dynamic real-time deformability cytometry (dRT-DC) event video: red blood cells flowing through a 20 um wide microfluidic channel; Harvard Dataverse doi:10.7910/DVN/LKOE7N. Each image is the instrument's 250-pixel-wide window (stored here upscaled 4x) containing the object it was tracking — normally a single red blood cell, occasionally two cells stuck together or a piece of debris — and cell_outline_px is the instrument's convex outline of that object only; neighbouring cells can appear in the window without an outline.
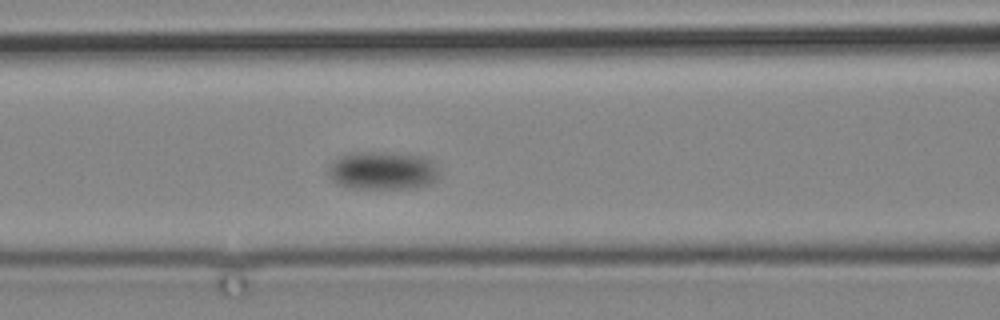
{"species": "common noctule bat (a hibernating species)", "species_latin": "Nyctalus noctula", "temperature_condition": "cold", "stored_images_in_passage": 5, "camera_frame_rate_fps": 3000, "um_per_image_px": 0.085, "animal": {"sex": "male", "body_mass_g": 19.2, "forearm_length_mm": 51.8}, "frame": {"image": 1, "passage_image": 5, "time_ms": 4.333, "image_size_px": [1000, 320], "cell_outline_px": [[440, 172], [436, 180], [428, 184], [416, 188], [348, 188], [336, 184], [328, 176], [328, 168], [332, 160], [348, 152], [388, 152], [424, 156], [432, 160]], "centroid_in_image_um": [32.5, 14.49], "position_along_channel_um": 134.1, "area_um2": 25.14}}